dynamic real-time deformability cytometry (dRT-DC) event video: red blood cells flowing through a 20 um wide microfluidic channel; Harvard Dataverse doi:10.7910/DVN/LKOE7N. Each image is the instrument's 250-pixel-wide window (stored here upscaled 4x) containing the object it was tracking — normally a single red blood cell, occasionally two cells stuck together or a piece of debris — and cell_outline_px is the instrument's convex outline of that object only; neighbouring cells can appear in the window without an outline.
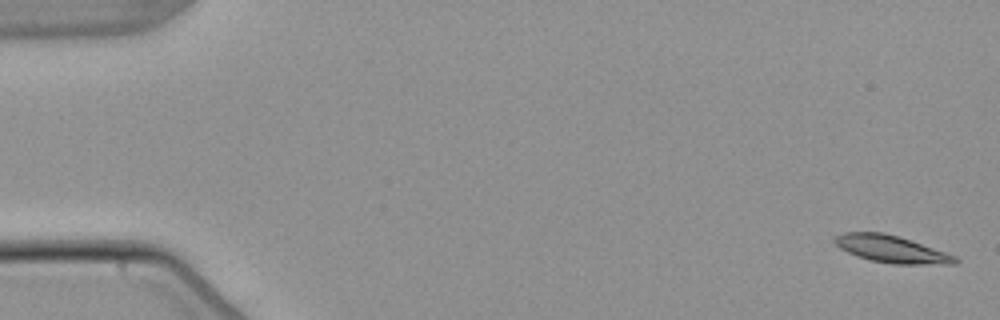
{"species": "common noctule bat (a hibernating species)", "species_latin": "Nyctalus noctula", "temperature_condition": "warm", "stored_images_in_passage": 5, "camera_frame_rate_fps": 3000, "um_per_image_px": 0.085, "animal": {"sex": "male", "body_mass_g": 21.5, "forearm_length_mm": 52.0}, "frame": {"image": 1, "passage_image": 1, "time_ms": 0.0, "image_size_px": [1000, 320], "cell_outline_px": [[960, 260], [956, 264], [892, 264], [872, 260], [856, 256], [840, 248], [832, 240], [832, 236], [844, 232], [884, 232], [900, 236], [956, 256]], "centroid_in_image_um": [75.75, 21.16], "position_along_channel_um": 9.3, "area_um2": 19.19}}